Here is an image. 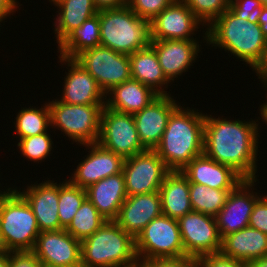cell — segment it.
Here are the masks:
<instances>
[{
    "mask_svg": "<svg viewBox=\"0 0 267 267\" xmlns=\"http://www.w3.org/2000/svg\"><path fill=\"white\" fill-rule=\"evenodd\" d=\"M249 121V122H248ZM226 120L205 115L203 153L233 168L244 179H257L258 120Z\"/></svg>",
    "mask_w": 267,
    "mask_h": 267,
    "instance_id": "1",
    "label": "cell"
},
{
    "mask_svg": "<svg viewBox=\"0 0 267 267\" xmlns=\"http://www.w3.org/2000/svg\"><path fill=\"white\" fill-rule=\"evenodd\" d=\"M206 29L203 38L208 45L230 52L249 64L255 73L265 64L267 38L258 23L241 19L227 9Z\"/></svg>",
    "mask_w": 267,
    "mask_h": 267,
    "instance_id": "2",
    "label": "cell"
},
{
    "mask_svg": "<svg viewBox=\"0 0 267 267\" xmlns=\"http://www.w3.org/2000/svg\"><path fill=\"white\" fill-rule=\"evenodd\" d=\"M181 104L171 113L161 142L154 149L170 171H181L203 153L205 113Z\"/></svg>",
    "mask_w": 267,
    "mask_h": 267,
    "instance_id": "3",
    "label": "cell"
},
{
    "mask_svg": "<svg viewBox=\"0 0 267 267\" xmlns=\"http://www.w3.org/2000/svg\"><path fill=\"white\" fill-rule=\"evenodd\" d=\"M135 239L115 221L105 223L81 241V267H135Z\"/></svg>",
    "mask_w": 267,
    "mask_h": 267,
    "instance_id": "4",
    "label": "cell"
},
{
    "mask_svg": "<svg viewBox=\"0 0 267 267\" xmlns=\"http://www.w3.org/2000/svg\"><path fill=\"white\" fill-rule=\"evenodd\" d=\"M100 46L131 55L151 43L150 21L137 16L127 5L98 11Z\"/></svg>",
    "mask_w": 267,
    "mask_h": 267,
    "instance_id": "5",
    "label": "cell"
},
{
    "mask_svg": "<svg viewBox=\"0 0 267 267\" xmlns=\"http://www.w3.org/2000/svg\"><path fill=\"white\" fill-rule=\"evenodd\" d=\"M39 233L31 206L17 189H10L0 198V235L7 251H32Z\"/></svg>",
    "mask_w": 267,
    "mask_h": 267,
    "instance_id": "6",
    "label": "cell"
},
{
    "mask_svg": "<svg viewBox=\"0 0 267 267\" xmlns=\"http://www.w3.org/2000/svg\"><path fill=\"white\" fill-rule=\"evenodd\" d=\"M51 127L64 132L66 137L79 145L98 142L101 113L105 104H66L59 99L48 102Z\"/></svg>",
    "mask_w": 267,
    "mask_h": 267,
    "instance_id": "7",
    "label": "cell"
},
{
    "mask_svg": "<svg viewBox=\"0 0 267 267\" xmlns=\"http://www.w3.org/2000/svg\"><path fill=\"white\" fill-rule=\"evenodd\" d=\"M139 263L185 255L177 219L161 215L151 220L135 239Z\"/></svg>",
    "mask_w": 267,
    "mask_h": 267,
    "instance_id": "8",
    "label": "cell"
},
{
    "mask_svg": "<svg viewBox=\"0 0 267 267\" xmlns=\"http://www.w3.org/2000/svg\"><path fill=\"white\" fill-rule=\"evenodd\" d=\"M74 60L88 71L105 94L131 79L129 55L110 48L97 46L78 54Z\"/></svg>",
    "mask_w": 267,
    "mask_h": 267,
    "instance_id": "9",
    "label": "cell"
},
{
    "mask_svg": "<svg viewBox=\"0 0 267 267\" xmlns=\"http://www.w3.org/2000/svg\"><path fill=\"white\" fill-rule=\"evenodd\" d=\"M98 143L124 160L146 149L139 140L132 114L103 107Z\"/></svg>",
    "mask_w": 267,
    "mask_h": 267,
    "instance_id": "10",
    "label": "cell"
},
{
    "mask_svg": "<svg viewBox=\"0 0 267 267\" xmlns=\"http://www.w3.org/2000/svg\"><path fill=\"white\" fill-rule=\"evenodd\" d=\"M169 172L155 150L146 149L125 159L122 173L127 196L159 191Z\"/></svg>",
    "mask_w": 267,
    "mask_h": 267,
    "instance_id": "11",
    "label": "cell"
},
{
    "mask_svg": "<svg viewBox=\"0 0 267 267\" xmlns=\"http://www.w3.org/2000/svg\"><path fill=\"white\" fill-rule=\"evenodd\" d=\"M178 223L186 256L198 260L221 251L222 238L215 217L191 211L180 217Z\"/></svg>",
    "mask_w": 267,
    "mask_h": 267,
    "instance_id": "12",
    "label": "cell"
},
{
    "mask_svg": "<svg viewBox=\"0 0 267 267\" xmlns=\"http://www.w3.org/2000/svg\"><path fill=\"white\" fill-rule=\"evenodd\" d=\"M31 252L44 266L81 267V241L65 229L40 232Z\"/></svg>",
    "mask_w": 267,
    "mask_h": 267,
    "instance_id": "13",
    "label": "cell"
},
{
    "mask_svg": "<svg viewBox=\"0 0 267 267\" xmlns=\"http://www.w3.org/2000/svg\"><path fill=\"white\" fill-rule=\"evenodd\" d=\"M256 181L258 180L245 179L229 192L225 205L215 217L221 238L249 226L255 202L261 197L257 195L259 193L253 192Z\"/></svg>",
    "mask_w": 267,
    "mask_h": 267,
    "instance_id": "14",
    "label": "cell"
},
{
    "mask_svg": "<svg viewBox=\"0 0 267 267\" xmlns=\"http://www.w3.org/2000/svg\"><path fill=\"white\" fill-rule=\"evenodd\" d=\"M90 149L68 179L73 185L86 189L90 185L122 172L124 159L105 149L98 142L82 145Z\"/></svg>",
    "mask_w": 267,
    "mask_h": 267,
    "instance_id": "15",
    "label": "cell"
},
{
    "mask_svg": "<svg viewBox=\"0 0 267 267\" xmlns=\"http://www.w3.org/2000/svg\"><path fill=\"white\" fill-rule=\"evenodd\" d=\"M200 25L193 12L175 0L150 21L151 40H195L193 35Z\"/></svg>",
    "mask_w": 267,
    "mask_h": 267,
    "instance_id": "16",
    "label": "cell"
},
{
    "mask_svg": "<svg viewBox=\"0 0 267 267\" xmlns=\"http://www.w3.org/2000/svg\"><path fill=\"white\" fill-rule=\"evenodd\" d=\"M178 106L171 94L159 95L133 115L139 140L145 149L154 150L159 145L168 119Z\"/></svg>",
    "mask_w": 267,
    "mask_h": 267,
    "instance_id": "17",
    "label": "cell"
},
{
    "mask_svg": "<svg viewBox=\"0 0 267 267\" xmlns=\"http://www.w3.org/2000/svg\"><path fill=\"white\" fill-rule=\"evenodd\" d=\"M61 63L68 66L64 78V89L59 101L66 104H105V93L96 80L74 59L58 56ZM66 62V63H65ZM68 64V65H67Z\"/></svg>",
    "mask_w": 267,
    "mask_h": 267,
    "instance_id": "18",
    "label": "cell"
},
{
    "mask_svg": "<svg viewBox=\"0 0 267 267\" xmlns=\"http://www.w3.org/2000/svg\"><path fill=\"white\" fill-rule=\"evenodd\" d=\"M161 215V196L156 191L127 196L114 221L136 239L151 220Z\"/></svg>",
    "mask_w": 267,
    "mask_h": 267,
    "instance_id": "19",
    "label": "cell"
},
{
    "mask_svg": "<svg viewBox=\"0 0 267 267\" xmlns=\"http://www.w3.org/2000/svg\"><path fill=\"white\" fill-rule=\"evenodd\" d=\"M197 40H151L150 46L155 50L165 77L171 82L181 76L200 53Z\"/></svg>",
    "mask_w": 267,
    "mask_h": 267,
    "instance_id": "20",
    "label": "cell"
},
{
    "mask_svg": "<svg viewBox=\"0 0 267 267\" xmlns=\"http://www.w3.org/2000/svg\"><path fill=\"white\" fill-rule=\"evenodd\" d=\"M181 172L189 182L213 189L234 190L245 180L230 166L220 164L204 153L193 158Z\"/></svg>",
    "mask_w": 267,
    "mask_h": 267,
    "instance_id": "21",
    "label": "cell"
},
{
    "mask_svg": "<svg viewBox=\"0 0 267 267\" xmlns=\"http://www.w3.org/2000/svg\"><path fill=\"white\" fill-rule=\"evenodd\" d=\"M29 203L35 215L40 232L60 229L58 214L59 184L52 180L34 183L18 191Z\"/></svg>",
    "mask_w": 267,
    "mask_h": 267,
    "instance_id": "22",
    "label": "cell"
},
{
    "mask_svg": "<svg viewBox=\"0 0 267 267\" xmlns=\"http://www.w3.org/2000/svg\"><path fill=\"white\" fill-rule=\"evenodd\" d=\"M86 198L107 220L114 221L127 198L123 173L104 178L85 189Z\"/></svg>",
    "mask_w": 267,
    "mask_h": 267,
    "instance_id": "23",
    "label": "cell"
},
{
    "mask_svg": "<svg viewBox=\"0 0 267 267\" xmlns=\"http://www.w3.org/2000/svg\"><path fill=\"white\" fill-rule=\"evenodd\" d=\"M220 252L246 263L260 259L267 256V235L248 226L224 236Z\"/></svg>",
    "mask_w": 267,
    "mask_h": 267,
    "instance_id": "24",
    "label": "cell"
},
{
    "mask_svg": "<svg viewBox=\"0 0 267 267\" xmlns=\"http://www.w3.org/2000/svg\"><path fill=\"white\" fill-rule=\"evenodd\" d=\"M105 96V107L134 115L149 105L159 94L139 81L130 79L110 89Z\"/></svg>",
    "mask_w": 267,
    "mask_h": 267,
    "instance_id": "25",
    "label": "cell"
},
{
    "mask_svg": "<svg viewBox=\"0 0 267 267\" xmlns=\"http://www.w3.org/2000/svg\"><path fill=\"white\" fill-rule=\"evenodd\" d=\"M159 193L163 215L178 220L193 211L189 197V181L181 171H170L165 176Z\"/></svg>",
    "mask_w": 267,
    "mask_h": 267,
    "instance_id": "26",
    "label": "cell"
},
{
    "mask_svg": "<svg viewBox=\"0 0 267 267\" xmlns=\"http://www.w3.org/2000/svg\"><path fill=\"white\" fill-rule=\"evenodd\" d=\"M129 58L131 79L150 87L159 95H169L164 89L168 88L170 81L165 77L157 54L150 45L137 50Z\"/></svg>",
    "mask_w": 267,
    "mask_h": 267,
    "instance_id": "27",
    "label": "cell"
},
{
    "mask_svg": "<svg viewBox=\"0 0 267 267\" xmlns=\"http://www.w3.org/2000/svg\"><path fill=\"white\" fill-rule=\"evenodd\" d=\"M58 7V14L54 23L56 42L59 44L71 31L98 14V8L93 0H57L53 3Z\"/></svg>",
    "mask_w": 267,
    "mask_h": 267,
    "instance_id": "28",
    "label": "cell"
},
{
    "mask_svg": "<svg viewBox=\"0 0 267 267\" xmlns=\"http://www.w3.org/2000/svg\"><path fill=\"white\" fill-rule=\"evenodd\" d=\"M100 46L99 14L84 21L80 27L71 31L59 44L58 53L65 58L74 59L85 50Z\"/></svg>",
    "mask_w": 267,
    "mask_h": 267,
    "instance_id": "29",
    "label": "cell"
},
{
    "mask_svg": "<svg viewBox=\"0 0 267 267\" xmlns=\"http://www.w3.org/2000/svg\"><path fill=\"white\" fill-rule=\"evenodd\" d=\"M232 190L213 189L189 182V197L193 211L216 217Z\"/></svg>",
    "mask_w": 267,
    "mask_h": 267,
    "instance_id": "30",
    "label": "cell"
},
{
    "mask_svg": "<svg viewBox=\"0 0 267 267\" xmlns=\"http://www.w3.org/2000/svg\"><path fill=\"white\" fill-rule=\"evenodd\" d=\"M15 118V130L18 138L35 136L50 130L51 113L48 102L41 108H21Z\"/></svg>",
    "mask_w": 267,
    "mask_h": 267,
    "instance_id": "31",
    "label": "cell"
},
{
    "mask_svg": "<svg viewBox=\"0 0 267 267\" xmlns=\"http://www.w3.org/2000/svg\"><path fill=\"white\" fill-rule=\"evenodd\" d=\"M105 221L106 219L86 198L65 230L75 239L82 241L95 233Z\"/></svg>",
    "mask_w": 267,
    "mask_h": 267,
    "instance_id": "32",
    "label": "cell"
},
{
    "mask_svg": "<svg viewBox=\"0 0 267 267\" xmlns=\"http://www.w3.org/2000/svg\"><path fill=\"white\" fill-rule=\"evenodd\" d=\"M59 183L58 214L60 229H66L77 210L86 199L84 188L73 185L69 180Z\"/></svg>",
    "mask_w": 267,
    "mask_h": 267,
    "instance_id": "33",
    "label": "cell"
},
{
    "mask_svg": "<svg viewBox=\"0 0 267 267\" xmlns=\"http://www.w3.org/2000/svg\"><path fill=\"white\" fill-rule=\"evenodd\" d=\"M50 136L48 132H44L35 136L21 138L18 139L17 147L27 160L38 161L39 163V161H43L51 154L53 139Z\"/></svg>",
    "mask_w": 267,
    "mask_h": 267,
    "instance_id": "34",
    "label": "cell"
},
{
    "mask_svg": "<svg viewBox=\"0 0 267 267\" xmlns=\"http://www.w3.org/2000/svg\"><path fill=\"white\" fill-rule=\"evenodd\" d=\"M203 24L209 26L215 19L221 16L230 5L231 0H180ZM207 25H206V24Z\"/></svg>",
    "mask_w": 267,
    "mask_h": 267,
    "instance_id": "35",
    "label": "cell"
},
{
    "mask_svg": "<svg viewBox=\"0 0 267 267\" xmlns=\"http://www.w3.org/2000/svg\"><path fill=\"white\" fill-rule=\"evenodd\" d=\"M174 1L175 0H128L127 6L137 16L151 21Z\"/></svg>",
    "mask_w": 267,
    "mask_h": 267,
    "instance_id": "36",
    "label": "cell"
},
{
    "mask_svg": "<svg viewBox=\"0 0 267 267\" xmlns=\"http://www.w3.org/2000/svg\"><path fill=\"white\" fill-rule=\"evenodd\" d=\"M263 7L259 0H231L228 9L241 19L257 23Z\"/></svg>",
    "mask_w": 267,
    "mask_h": 267,
    "instance_id": "37",
    "label": "cell"
},
{
    "mask_svg": "<svg viewBox=\"0 0 267 267\" xmlns=\"http://www.w3.org/2000/svg\"><path fill=\"white\" fill-rule=\"evenodd\" d=\"M197 267H248V264L218 252L201 256L197 260Z\"/></svg>",
    "mask_w": 267,
    "mask_h": 267,
    "instance_id": "38",
    "label": "cell"
},
{
    "mask_svg": "<svg viewBox=\"0 0 267 267\" xmlns=\"http://www.w3.org/2000/svg\"><path fill=\"white\" fill-rule=\"evenodd\" d=\"M249 227L267 235V194L262 195L253 207L249 218Z\"/></svg>",
    "mask_w": 267,
    "mask_h": 267,
    "instance_id": "39",
    "label": "cell"
},
{
    "mask_svg": "<svg viewBox=\"0 0 267 267\" xmlns=\"http://www.w3.org/2000/svg\"><path fill=\"white\" fill-rule=\"evenodd\" d=\"M139 264L142 267H197V260L184 255L175 258H157Z\"/></svg>",
    "mask_w": 267,
    "mask_h": 267,
    "instance_id": "40",
    "label": "cell"
},
{
    "mask_svg": "<svg viewBox=\"0 0 267 267\" xmlns=\"http://www.w3.org/2000/svg\"><path fill=\"white\" fill-rule=\"evenodd\" d=\"M8 267H42L31 251L9 252Z\"/></svg>",
    "mask_w": 267,
    "mask_h": 267,
    "instance_id": "41",
    "label": "cell"
},
{
    "mask_svg": "<svg viewBox=\"0 0 267 267\" xmlns=\"http://www.w3.org/2000/svg\"><path fill=\"white\" fill-rule=\"evenodd\" d=\"M19 2L17 0H0V21L3 22L7 17L18 9Z\"/></svg>",
    "mask_w": 267,
    "mask_h": 267,
    "instance_id": "42",
    "label": "cell"
},
{
    "mask_svg": "<svg viewBox=\"0 0 267 267\" xmlns=\"http://www.w3.org/2000/svg\"><path fill=\"white\" fill-rule=\"evenodd\" d=\"M98 10L121 8L128 4V0H93Z\"/></svg>",
    "mask_w": 267,
    "mask_h": 267,
    "instance_id": "43",
    "label": "cell"
},
{
    "mask_svg": "<svg viewBox=\"0 0 267 267\" xmlns=\"http://www.w3.org/2000/svg\"><path fill=\"white\" fill-rule=\"evenodd\" d=\"M257 23L260 25L264 36L267 38V6L262 8V12L259 15Z\"/></svg>",
    "mask_w": 267,
    "mask_h": 267,
    "instance_id": "44",
    "label": "cell"
},
{
    "mask_svg": "<svg viewBox=\"0 0 267 267\" xmlns=\"http://www.w3.org/2000/svg\"><path fill=\"white\" fill-rule=\"evenodd\" d=\"M256 74L258 75V79H261L260 81H262L261 83H263V87H265V89L267 88V59L265 64L256 72Z\"/></svg>",
    "mask_w": 267,
    "mask_h": 267,
    "instance_id": "45",
    "label": "cell"
},
{
    "mask_svg": "<svg viewBox=\"0 0 267 267\" xmlns=\"http://www.w3.org/2000/svg\"><path fill=\"white\" fill-rule=\"evenodd\" d=\"M248 267H267V256L248 262Z\"/></svg>",
    "mask_w": 267,
    "mask_h": 267,
    "instance_id": "46",
    "label": "cell"
},
{
    "mask_svg": "<svg viewBox=\"0 0 267 267\" xmlns=\"http://www.w3.org/2000/svg\"><path fill=\"white\" fill-rule=\"evenodd\" d=\"M9 263V251L0 254V267H7Z\"/></svg>",
    "mask_w": 267,
    "mask_h": 267,
    "instance_id": "47",
    "label": "cell"
},
{
    "mask_svg": "<svg viewBox=\"0 0 267 267\" xmlns=\"http://www.w3.org/2000/svg\"><path fill=\"white\" fill-rule=\"evenodd\" d=\"M260 116H261V120L264 121L267 125V101L266 103L262 104L260 107Z\"/></svg>",
    "mask_w": 267,
    "mask_h": 267,
    "instance_id": "48",
    "label": "cell"
},
{
    "mask_svg": "<svg viewBox=\"0 0 267 267\" xmlns=\"http://www.w3.org/2000/svg\"><path fill=\"white\" fill-rule=\"evenodd\" d=\"M5 252H8L5 245H4V242H3V239H2V236L0 235V254L1 253H5Z\"/></svg>",
    "mask_w": 267,
    "mask_h": 267,
    "instance_id": "49",
    "label": "cell"
},
{
    "mask_svg": "<svg viewBox=\"0 0 267 267\" xmlns=\"http://www.w3.org/2000/svg\"><path fill=\"white\" fill-rule=\"evenodd\" d=\"M10 189H11V187H10V188H7L6 191L4 190L3 192L0 190V198H1L3 195H5Z\"/></svg>",
    "mask_w": 267,
    "mask_h": 267,
    "instance_id": "50",
    "label": "cell"
},
{
    "mask_svg": "<svg viewBox=\"0 0 267 267\" xmlns=\"http://www.w3.org/2000/svg\"><path fill=\"white\" fill-rule=\"evenodd\" d=\"M263 6H267V0H259Z\"/></svg>",
    "mask_w": 267,
    "mask_h": 267,
    "instance_id": "51",
    "label": "cell"
},
{
    "mask_svg": "<svg viewBox=\"0 0 267 267\" xmlns=\"http://www.w3.org/2000/svg\"><path fill=\"white\" fill-rule=\"evenodd\" d=\"M56 1H57V0H49V2H52V4L55 3Z\"/></svg>",
    "mask_w": 267,
    "mask_h": 267,
    "instance_id": "52",
    "label": "cell"
}]
</instances>
